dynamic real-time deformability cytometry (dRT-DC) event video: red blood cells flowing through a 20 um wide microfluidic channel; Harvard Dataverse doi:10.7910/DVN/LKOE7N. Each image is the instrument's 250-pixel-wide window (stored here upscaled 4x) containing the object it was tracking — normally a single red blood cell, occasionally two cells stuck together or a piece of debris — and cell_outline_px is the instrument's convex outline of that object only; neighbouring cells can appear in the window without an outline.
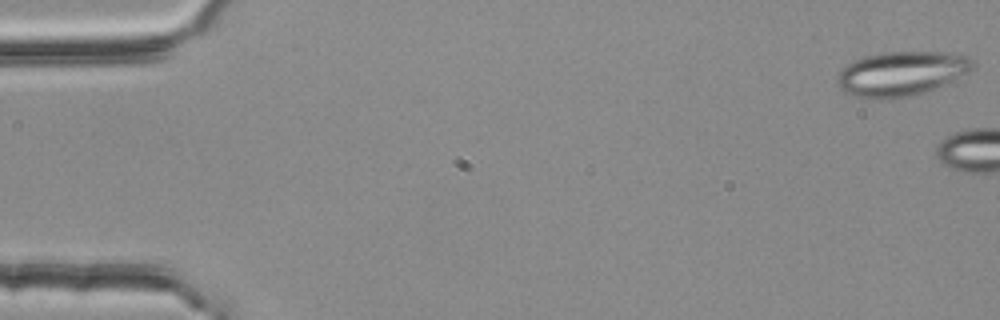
{"species": "common noctule bat (a hibernating species)", "species_latin": "Nyctalus noctula", "temperature_condition": "room temperature", "stored_images_in_passage": 2, "camera_frame_rate_fps": 3000, "um_per_image_px": 0.085, "animal": {"sex": "female", "body_mass_g": 25.1}, "frame": {"image": 1, "passage_image": 1, "time_ms": 0.0, "image_size_px": [1000, 320], "cell_outline_px": [[976, 64], [968, 72], [936, 88], [924, 92], [892, 100], [868, 100], [852, 96], [844, 92], [836, 84], [836, 76], [848, 64], [864, 56], [884, 52], [952, 52], [968, 56]], "centroid_in_image_um": [76.58, 6.28], "position_along_channel_um": 8.4, "area_um2": 35.55}}